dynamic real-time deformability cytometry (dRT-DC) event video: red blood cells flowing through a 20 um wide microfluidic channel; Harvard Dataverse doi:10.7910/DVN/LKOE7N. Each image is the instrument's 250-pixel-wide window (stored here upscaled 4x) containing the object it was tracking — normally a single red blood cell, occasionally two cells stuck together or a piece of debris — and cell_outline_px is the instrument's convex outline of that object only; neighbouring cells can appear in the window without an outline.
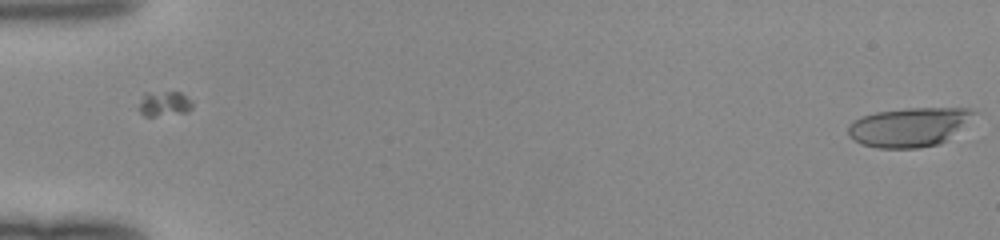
{"species": "human", "species_latin": "Homo sapiens", "temperature_condition": "room temperature", "stored_images_in_passage": 50, "camera_frame_rate_fps": 3000, "um_per_image_px": 0.085, "donor": {"sex": "female"}, "frame": {"image": 1, "passage_image": 1, "time_ms": 0.0, "image_size_px": [1000, 240], "cell_outline_px": [[976, 112], [940, 144], [916, 148], [876, 148], [860, 144], [848, 136], [848, 124], [852, 120], [860, 116], [876, 112], [908, 108], [968, 108]], "centroid_in_image_um": [77.14, 10.8], "position_along_channel_um": 7.9, "area_um2": 28.26}}
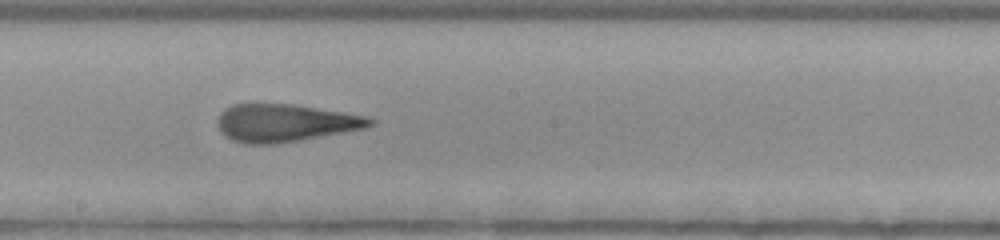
{"frame": {"image": 2, "passage_image": 29, "time_ms": 9.333, "image_size_px": [1000, 240], "cell_outline_px": [[376, 124], [364, 128], [300, 140], [272, 144], [244, 144], [232, 140], [224, 136], [220, 132], [216, 124], [220, 112], [224, 108], [232, 104], [256, 100], [292, 104], [344, 112], [368, 116], [376, 120]], "centroid_in_image_um": [24.15, 10.4], "position_along_channel_um": 224.0, "area_um2": 34.51}}
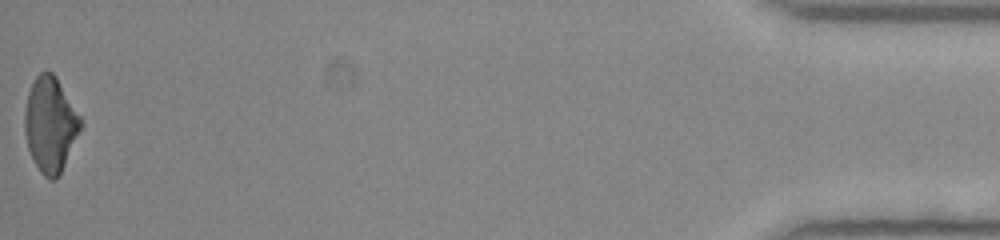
{"frame": {"image": 3, "passage_image": 50, "time_ms": 16.333, "image_size_px": [1000, 240], "cell_outline_px": [[84, 124], [60, 172], [52, 180], [48, 180], [40, 172], [28, 148], [24, 132], [24, 112], [28, 92], [36, 76], [44, 68], [52, 72], [56, 76], [80, 116]], "centroid_in_image_um": [4.27, 10.53], "position_along_channel_um": 430.9, "area_um2": 30.87}}